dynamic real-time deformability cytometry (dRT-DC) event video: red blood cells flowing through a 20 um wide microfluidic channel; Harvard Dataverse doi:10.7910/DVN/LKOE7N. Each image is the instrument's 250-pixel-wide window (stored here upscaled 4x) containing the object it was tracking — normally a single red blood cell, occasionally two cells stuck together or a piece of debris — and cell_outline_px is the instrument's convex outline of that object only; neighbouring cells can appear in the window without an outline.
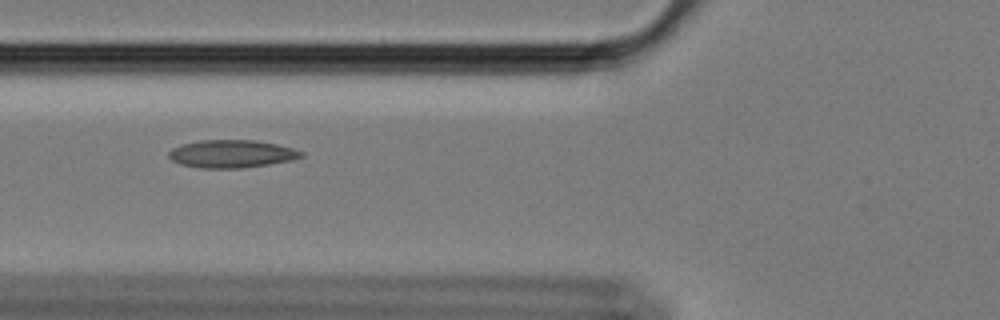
{"species": "Egyptian fruit bat (a non-hibernating species)", "species_latin": "Rousettus aegyptiacus", "temperature_condition": "cold", "stored_images_in_passage": 44, "camera_frame_rate_fps": 3000, "um_per_image_px": 0.085, "animal": {"sex": "female"}, "frame": {"image": 1, "passage_image": 7, "time_ms": 2.0, "image_size_px": [1000, 320], "cell_outline_px": [[304, 156], [292, 160], [268, 164], [240, 168], [200, 168], [180, 164], [172, 160], [168, 156], [168, 152], [172, 148], [180, 144], [200, 140], [256, 140], [276, 144], [292, 148], [304, 152]], "centroid_in_image_um": [19.67, 13.07], "position_along_channel_um": 106.1, "area_um2": 21.5}}
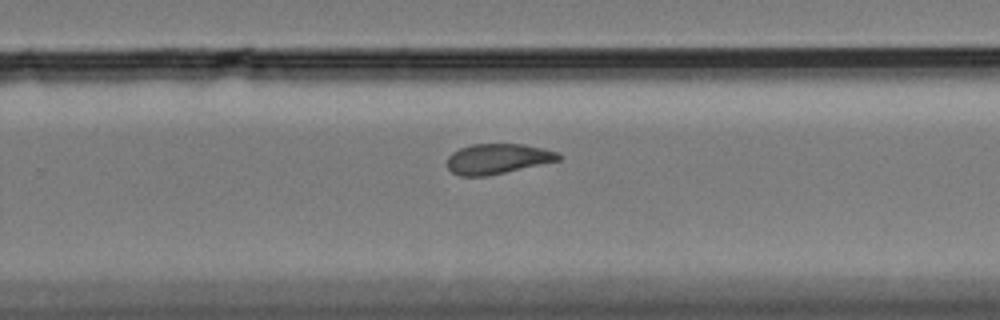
{"frame": {"image": 2, "passage_image": 23, "time_ms": 7.333, "image_size_px": [1000, 320], "cell_outline_px": [[560, 160], [488, 176], [460, 176], [452, 172], [448, 168], [448, 156], [452, 152], [460, 148], [472, 144], [524, 144], [544, 148], [556, 152], [560, 156]], "centroid_in_image_um": [42.28, 13.5], "position_along_channel_um": 287.5, "area_um2": 19.54}}
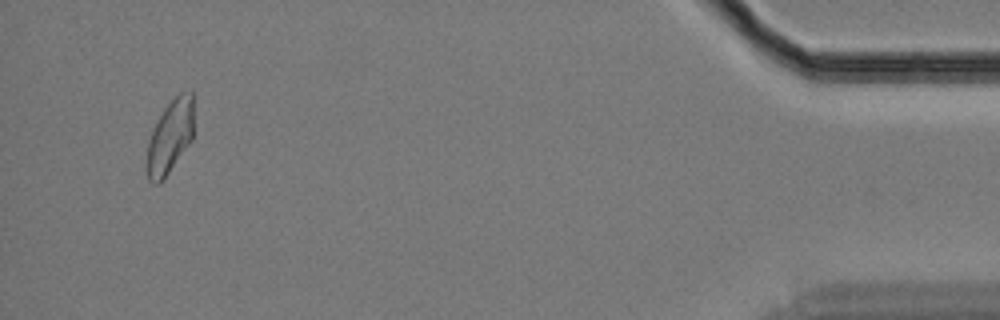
{"frame": {"image": 3, "passage_image": 41, "time_ms": 13.333, "image_size_px": [1000, 320], "cell_outline_px": [[192, 140], [160, 184], [152, 184], [148, 180], [144, 164], [148, 140], [164, 108], [180, 92], [192, 92]], "centroid_in_image_um": [14.4, 11.71], "position_along_channel_um": 420.8, "area_um2": 20.06}}